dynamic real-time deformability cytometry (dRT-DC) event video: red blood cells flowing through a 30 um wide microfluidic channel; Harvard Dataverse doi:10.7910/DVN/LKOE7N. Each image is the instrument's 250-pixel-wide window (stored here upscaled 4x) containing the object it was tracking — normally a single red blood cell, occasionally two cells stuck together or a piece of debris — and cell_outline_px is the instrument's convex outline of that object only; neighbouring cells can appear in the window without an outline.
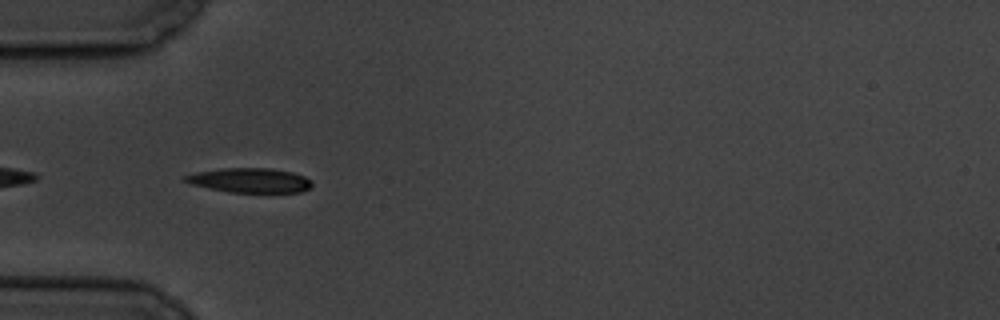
{"species": "common noctule bat (a hibernating species)", "species_latin": "Nyctalus noctula", "temperature_condition": "cold", "stored_images_in_passage": 5, "camera_frame_rate_fps": 3000, "um_per_image_px": 0.085, "animal": {"sex": "male", "body_mass_g": 19.5, "forearm_length_mm": 54.6}, "frame": {"image": 1, "passage_image": 4, "time_ms": 3.667, "image_size_px": [1000, 320], "cell_outline_px": [[312, 184], [308, 188], [300, 192], [228, 192], [192, 184], [180, 180], [184, 176], [196, 172], [224, 168], [272, 168], [292, 172], [304, 176], [312, 180]], "centroid_in_image_um": [21.23, 15.32], "position_along_channel_um": 63.8, "area_um2": 18.09}}
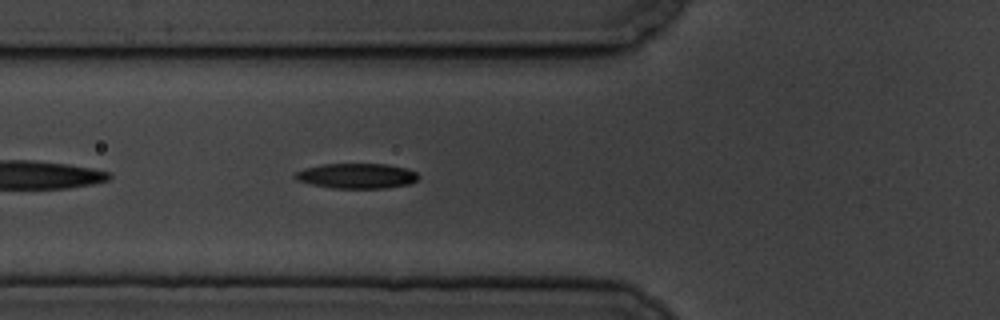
{"frame": {"image": 2, "passage_image": 5, "time_ms": 4.667, "image_size_px": [1000, 320], "cell_outline_px": [[420, 176], [416, 180], [408, 184], [384, 188], [332, 188], [312, 184], [296, 180], [292, 176], [296, 172], [304, 168], [324, 164], [388, 164], [404, 168], [416, 172]], "centroid_in_image_um": [30.29, 14.95], "position_along_channel_um": 95.5, "area_um2": 17.98}}